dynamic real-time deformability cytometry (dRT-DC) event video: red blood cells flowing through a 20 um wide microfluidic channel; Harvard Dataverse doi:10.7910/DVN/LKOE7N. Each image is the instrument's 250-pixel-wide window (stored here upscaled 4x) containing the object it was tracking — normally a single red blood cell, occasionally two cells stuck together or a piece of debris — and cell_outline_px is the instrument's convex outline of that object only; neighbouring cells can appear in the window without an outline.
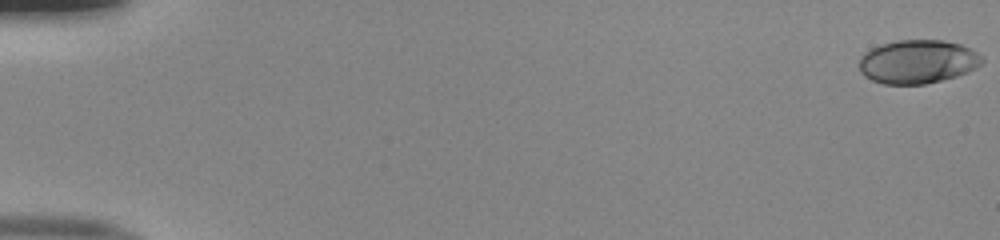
{"species": "human", "species_latin": "Homo sapiens", "temperature_condition": "room temperature", "stored_images_in_passage": 52, "camera_frame_rate_fps": 3000, "um_per_image_px": 0.085, "donor": {"sex": "male"}, "frame": {"image": 1, "passage_image": 1, "time_ms": 0.0, "image_size_px": [1000, 240], "cell_outline_px": [[984, 60], [976, 68], [968, 72], [956, 76], [924, 84], [884, 84], [872, 80], [864, 76], [860, 72], [860, 56], [864, 52], [880, 44], [896, 40], [944, 40], [960, 44], [984, 56]], "centroid_in_image_um": [77.99, 5.23], "position_along_channel_um": 7.0, "area_um2": 31.33}}
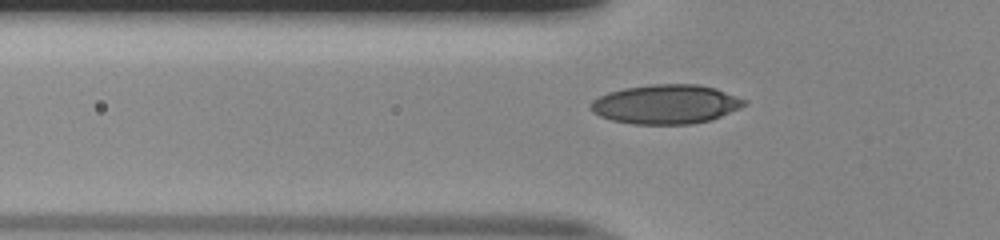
{"frame": {"image": 2, "passage_image": 19, "time_ms": 6.0, "image_size_px": [1000, 240], "cell_outline_px": [[748, 104], [740, 108], [712, 120], [692, 124], [632, 124], [612, 120], [600, 116], [592, 112], [588, 108], [588, 104], [592, 100], [608, 92], [624, 88], [652, 84], [696, 84], [716, 88], [748, 100]], "centroid_in_image_um": [56.6, 8.86], "position_along_channel_um": 69.2, "area_um2": 35.49}}
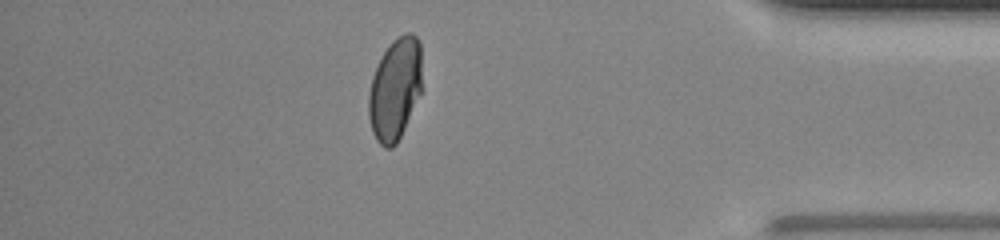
{"frame": {"image": 3, "passage_image": 46, "time_ms": 15.0, "image_size_px": [1000, 240], "cell_outline_px": [[420, 92], [404, 128], [396, 144], [392, 148], [384, 148], [376, 140], [372, 132], [368, 116], [368, 96], [372, 76], [384, 52], [392, 40], [404, 32], [412, 32], [420, 40]], "centroid_in_image_um": [33.55, 7.57], "position_along_channel_um": 401.7, "area_um2": 31.44}, "authors_computed_cell_mechanics": {"area_um2": 32.3102, "velocity_mm_per_s": 4.0565, "shape_relaxation_time_tau1_ms": 6.8373, "shape_relaxation_time_tau2_ms": null, "deformation_change_tau1": 0.204, "deformation_change_tau2": null}}